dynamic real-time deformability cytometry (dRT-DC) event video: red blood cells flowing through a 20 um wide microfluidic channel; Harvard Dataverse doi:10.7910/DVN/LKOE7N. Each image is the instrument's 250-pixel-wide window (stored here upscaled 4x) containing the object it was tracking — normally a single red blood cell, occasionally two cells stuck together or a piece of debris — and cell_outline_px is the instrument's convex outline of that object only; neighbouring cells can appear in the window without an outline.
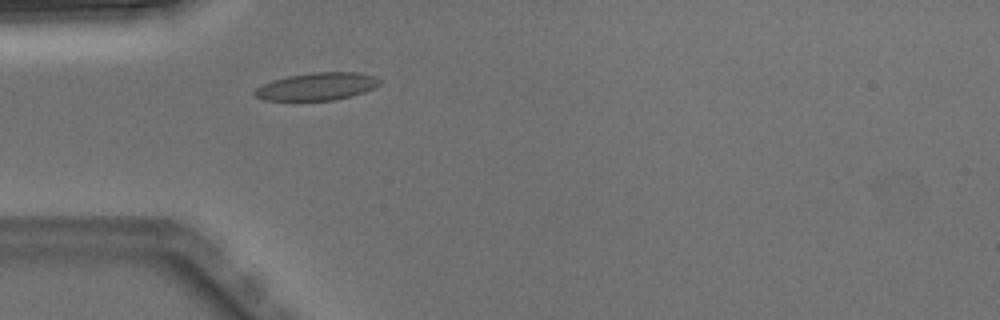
{"species": "Egyptian fruit bat (a non-hibernating species)", "species_latin": "Rousettus aegyptiacus", "temperature_condition": "warm", "stored_images_in_passage": 1, "camera_frame_rate_fps": 3000, "um_per_image_px": 0.085, "animal": {"sex": "male"}, "frame": {"image": 1, "passage_image": 1, "time_ms": 0.0, "image_size_px": [1000, 320], "cell_outline_px": [[380, 84], [364, 92], [352, 96], [336, 100], [264, 100], [256, 96], [252, 92], [256, 88], [272, 80], [288, 76], [312, 72], [356, 72], [376, 76], [380, 80]], "centroid_in_image_um": [26.95, 7.34], "position_along_channel_um": 58.1, "area_um2": 20.06}}